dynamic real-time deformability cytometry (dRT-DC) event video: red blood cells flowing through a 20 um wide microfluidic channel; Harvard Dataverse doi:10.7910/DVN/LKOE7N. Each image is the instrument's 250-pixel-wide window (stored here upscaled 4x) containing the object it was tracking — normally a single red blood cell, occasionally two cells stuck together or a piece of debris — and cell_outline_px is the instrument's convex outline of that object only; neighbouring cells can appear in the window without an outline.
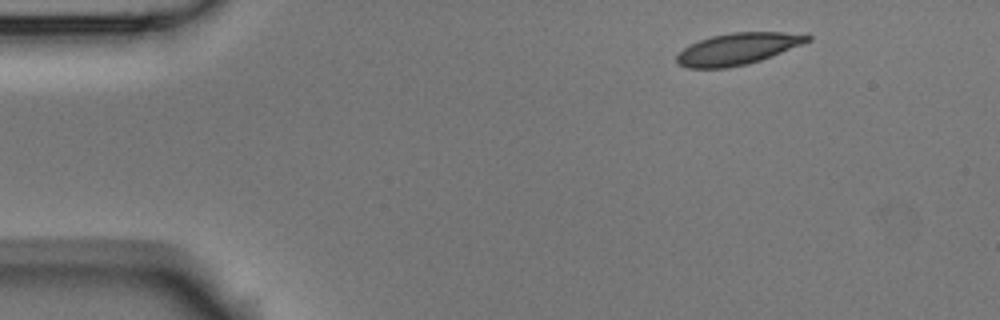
{"species": "Egyptian fruit bat (a non-hibernating species)", "species_latin": "Rousettus aegyptiacus", "temperature_condition": "room temperature", "stored_images_in_passage": 5, "camera_frame_rate_fps": 3000, "um_per_image_px": 0.085, "animal": {"sex": "male"}, "frame": {"image": 1, "passage_image": 1, "time_ms": 0.0, "image_size_px": [1000, 320], "cell_outline_px": [[812, 40], [760, 60], [748, 64], [728, 68], [688, 68], [680, 64], [676, 60], [676, 56], [684, 48], [700, 40], [712, 36], [732, 32], [808, 32], [812, 36]], "centroid_in_image_um": [62.78, 4.13], "position_along_channel_um": 22.2, "area_um2": 24.1}}
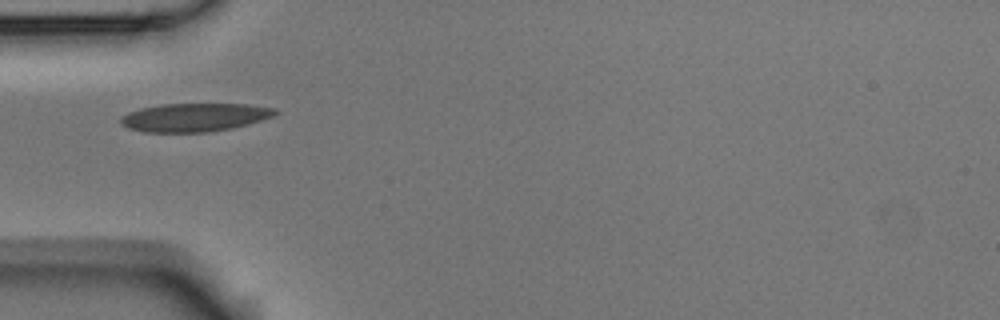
{"frame": {"image": 2, "passage_image": 4, "time_ms": 1.0, "image_size_px": [1000, 320], "cell_outline_px": [[280, 112], [276, 116], [248, 124], [232, 128], [208, 132], [144, 132], [128, 128], [120, 124], [120, 116], [128, 112], [140, 108], [160, 104], [244, 104], [276, 108]], "centroid_in_image_um": [16.54, 9.97], "position_along_channel_um": 68.5, "area_um2": 25.78}}
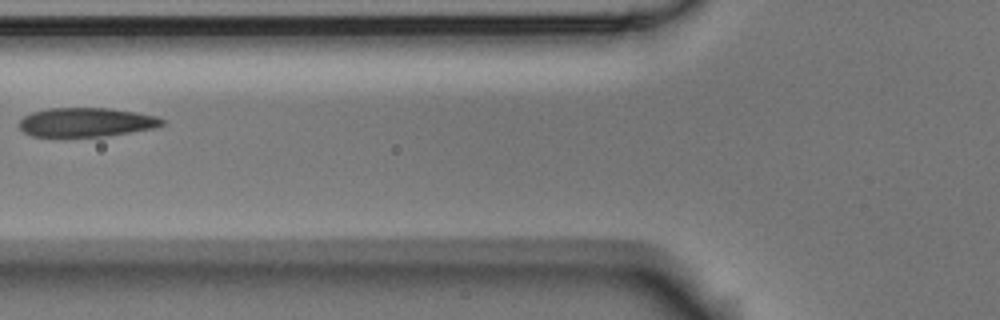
{"frame": {"image": 3, "passage_image": 5, "time_ms": 1.333, "image_size_px": [1000, 320], "cell_outline_px": [[164, 124], [156, 128], [108, 136], [32, 136], [24, 132], [20, 128], [20, 120], [24, 116], [32, 112], [48, 108], [108, 108], [136, 112], [156, 116], [164, 120]], "centroid_in_image_um": [7.35, 10.39], "position_along_channel_um": 118.4, "area_um2": 24.16}}